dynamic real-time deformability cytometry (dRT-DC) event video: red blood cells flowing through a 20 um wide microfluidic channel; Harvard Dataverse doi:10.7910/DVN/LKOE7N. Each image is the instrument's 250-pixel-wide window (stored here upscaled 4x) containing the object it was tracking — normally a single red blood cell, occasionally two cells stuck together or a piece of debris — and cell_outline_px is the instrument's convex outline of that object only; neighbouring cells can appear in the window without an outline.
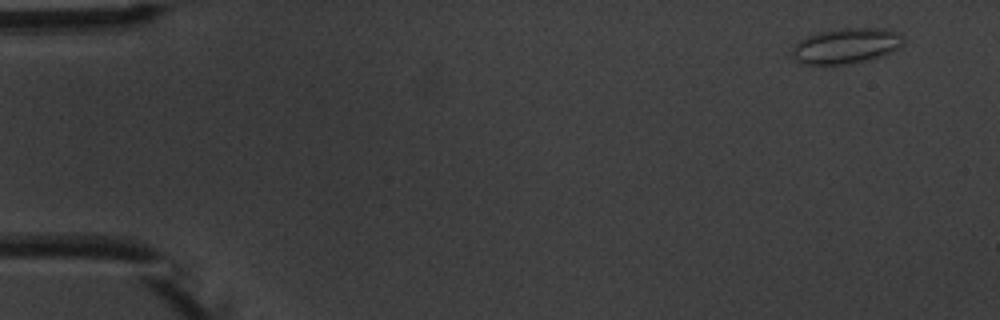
{"species": "common noctule bat (a hibernating species)", "species_latin": "Nyctalus noctula", "temperature_condition": "warm", "stored_images_in_passage": 9, "camera_frame_rate_fps": 3000, "um_per_image_px": 0.085, "animal": {"sex": "male", "body_mass_g": 20.1, "forearm_length_mm": 53.5}, "frame": {"image": 1, "passage_image": 1, "time_ms": 0.0, "image_size_px": [1000, 320], "cell_outline_px": [[904, 44], [884, 56], [868, 60], [844, 64], [800, 64], [792, 56], [792, 48], [804, 36], [820, 32], [840, 28], [884, 28], [900, 32], [904, 40]], "centroid_in_image_um": [71.94, 3.89], "position_along_channel_um": 13.1, "area_um2": 23.18}}
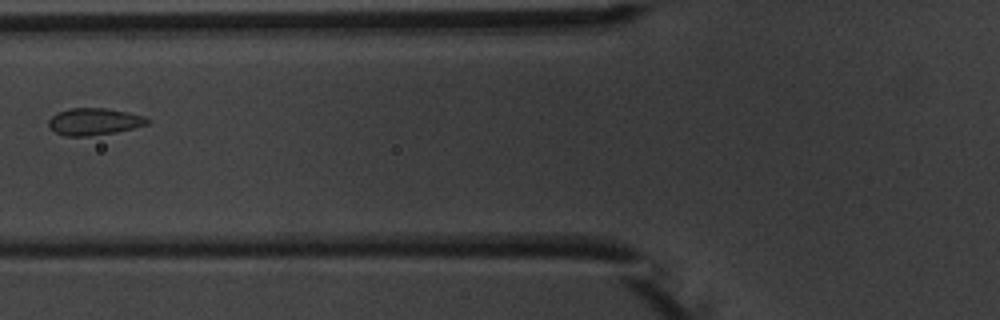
{"frame": {"image": 2, "passage_image": 6, "time_ms": 6.0, "image_size_px": [1000, 320], "cell_outline_px": [[152, 120], [148, 124], [116, 132], [88, 136], [64, 136], [56, 132], [48, 124], [48, 120], [52, 116], [60, 112], [72, 108], [108, 108], [128, 112], [144, 116]], "centroid_in_image_um": [8.04, 10.33], "position_along_channel_um": 117.8, "area_um2": 15.43}}
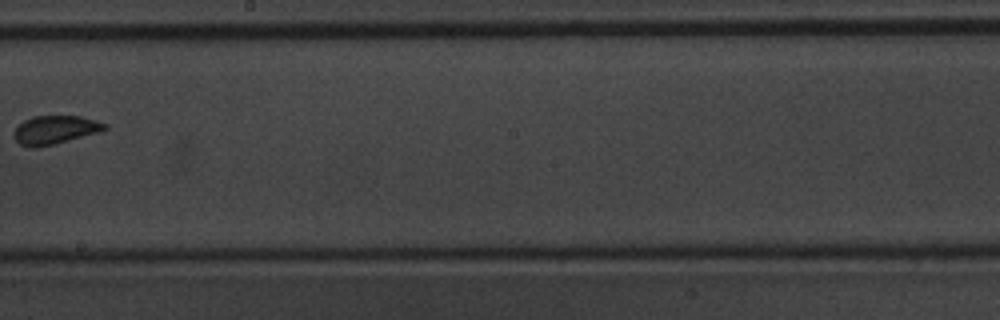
{"frame": {"image": 3, "passage_image": 9, "time_ms": 9.333, "image_size_px": [1000, 320], "cell_outline_px": [[108, 128], [100, 132], [36, 148], [32, 148], [20, 144], [16, 140], [12, 132], [24, 120], [32, 116], [80, 116], [96, 120], [108, 124]], "centroid_in_image_um": [4.69, 11.03], "position_along_channel_um": 243.5, "area_um2": 15.03}}